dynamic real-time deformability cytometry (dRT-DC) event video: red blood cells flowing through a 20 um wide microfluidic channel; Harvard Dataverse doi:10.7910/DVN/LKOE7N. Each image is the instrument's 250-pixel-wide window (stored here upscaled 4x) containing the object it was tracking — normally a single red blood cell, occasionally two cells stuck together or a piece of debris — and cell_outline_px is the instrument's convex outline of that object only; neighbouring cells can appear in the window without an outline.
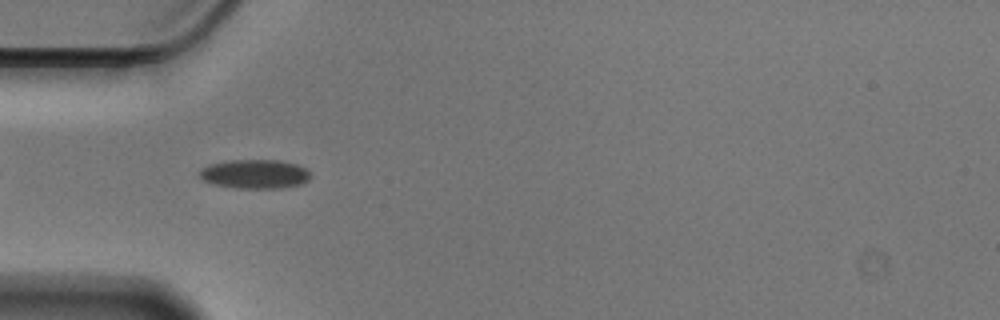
{"species": "Egyptian fruit bat (a non-hibernating species)", "species_latin": "Rousettus aegyptiacus", "temperature_condition": "cold", "stored_images_in_passage": 43, "camera_frame_rate_fps": 3000, "um_per_image_px": 0.085, "animal": {"sex": "male"}, "frame": {"image": 1, "passage_image": 4, "time_ms": 1.0, "image_size_px": [1000, 320], "cell_outline_px": [[312, 176], [308, 180], [300, 184], [280, 188], [236, 188], [216, 184], [204, 180], [200, 176], [200, 168], [208, 164], [228, 160], [280, 160], [296, 164], [304, 168]], "centroid_in_image_um": [21.65, 14.78], "position_along_channel_um": 63.3, "area_um2": 18.73}}
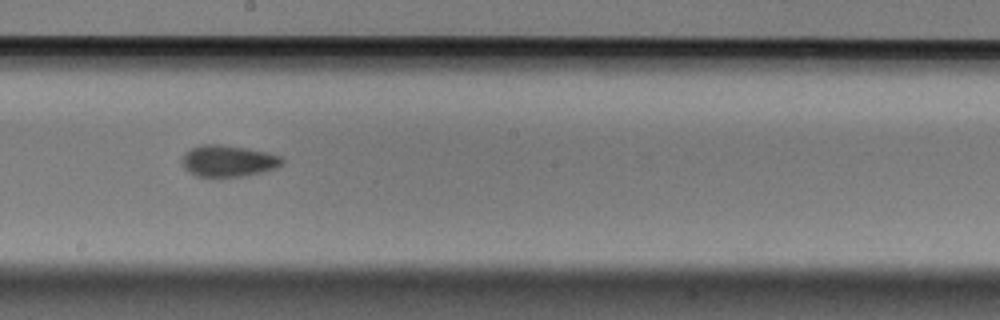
{"frame": {"image": 2, "passage_image": 18, "time_ms": 5.667, "image_size_px": [1000, 320], "cell_outline_px": [[284, 164], [276, 168], [264, 172], [240, 176], [196, 176], [184, 168], [184, 152], [200, 144], [220, 144], [248, 148], [268, 152], [280, 156], [284, 160]], "centroid_in_image_um": [19.45, 13.66], "position_along_channel_um": 228.8, "area_um2": 18.32}}
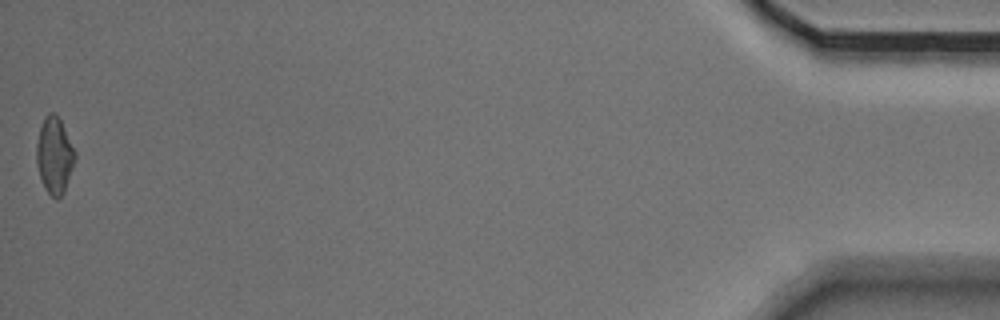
{"frame": {"image": 3, "passage_image": 43, "time_ms": 14.0, "image_size_px": [1000, 320], "cell_outline_px": [[76, 160], [64, 192], [56, 200], [44, 188], [36, 164], [36, 144], [40, 128], [44, 116], [48, 112], [52, 112], [60, 120], [76, 152]], "centroid_in_image_um": [4.63, 13.22], "position_along_channel_um": 430.6, "area_um2": 17.17}, "authors_computed_cell_mechanics": {"area_um2": 17.6868, "velocity_mm_per_s": 3.5552, "shape_relaxation_time_tau1_ms": 4.7657, "shape_relaxation_time_tau2_ms": 3.0743, "deformation_change_tau1": 0.1291, "deformation_change_tau2": 0.0906}}